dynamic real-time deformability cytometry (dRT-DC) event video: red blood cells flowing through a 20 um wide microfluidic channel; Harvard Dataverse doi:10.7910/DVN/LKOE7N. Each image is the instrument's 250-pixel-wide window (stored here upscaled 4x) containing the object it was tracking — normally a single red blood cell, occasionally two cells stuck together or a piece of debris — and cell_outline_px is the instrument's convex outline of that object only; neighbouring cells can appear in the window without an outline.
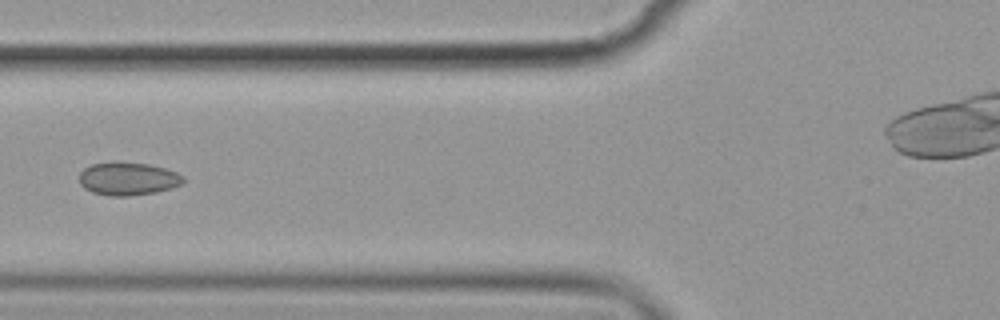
{"species": "common noctule bat (a hibernating species)", "species_latin": "Nyctalus noctula", "temperature_condition": "cold", "stored_images_in_passage": 13, "camera_frame_rate_fps": 3000, "um_per_image_px": 0.085, "animal": {"sex": "female", "body_mass_g": 19.9}, "frame": {"image": 1, "passage_image": 3, "time_ms": 2.667, "image_size_px": [1000, 320], "cell_outline_px": [[184, 180], [180, 184], [172, 188], [156, 192], [128, 196], [108, 196], [92, 192], [84, 188], [80, 184], [80, 172], [84, 168], [92, 164], [148, 164], [164, 168], [176, 172], [184, 176]], "centroid_in_image_um": [10.88, 15.23], "position_along_channel_um": 114.9, "area_um2": 19.48}}
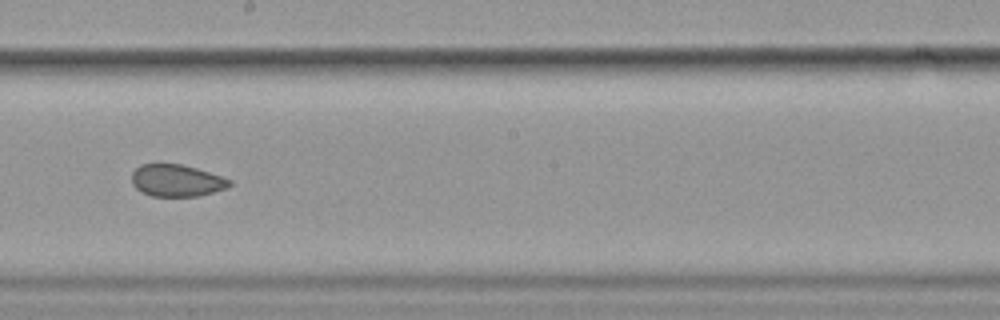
{"frame": {"image": 2, "passage_image": 6, "time_ms": 6.0, "image_size_px": [1000, 320], "cell_outline_px": [[232, 184], [228, 188], [196, 196], [152, 196], [140, 192], [132, 184], [132, 172], [140, 164], [180, 164], [196, 168], [232, 180]], "centroid_in_image_um": [14.99, 15.35], "position_along_channel_um": 233.2, "area_um2": 18.21}}
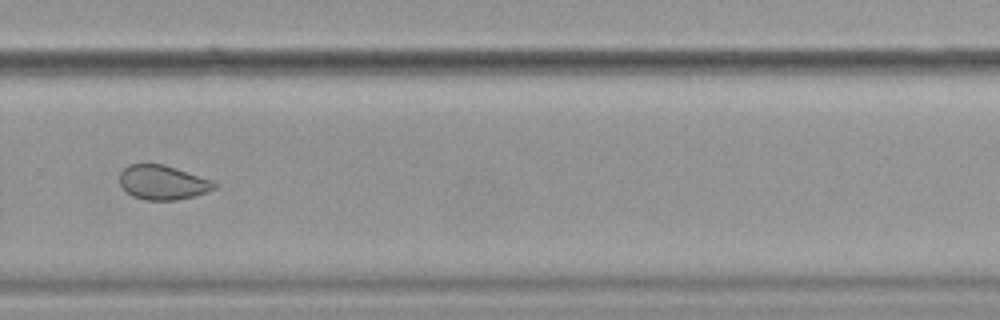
{"frame": {"image": 3, "passage_image": 8, "time_ms": 8.333, "image_size_px": [1000, 320], "cell_outline_px": [[220, 184], [216, 188], [196, 196], [176, 200], [144, 200], [132, 196], [120, 184], [120, 172], [128, 164], [164, 164], [212, 180]], "centroid_in_image_um": [13.86, 15.51], "position_along_channel_um": 315.9, "area_um2": 19.07}, "authors_computed_cell_mechanics": {"area_um2": 19.7676, "velocity_mm_per_s": 3.5553, "shape_relaxation_time_tau1_ms": null, "shape_relaxation_time_tau2_ms": 1.4771, "deformation_change_tau1": null, "deformation_change_tau2": 0.036}}